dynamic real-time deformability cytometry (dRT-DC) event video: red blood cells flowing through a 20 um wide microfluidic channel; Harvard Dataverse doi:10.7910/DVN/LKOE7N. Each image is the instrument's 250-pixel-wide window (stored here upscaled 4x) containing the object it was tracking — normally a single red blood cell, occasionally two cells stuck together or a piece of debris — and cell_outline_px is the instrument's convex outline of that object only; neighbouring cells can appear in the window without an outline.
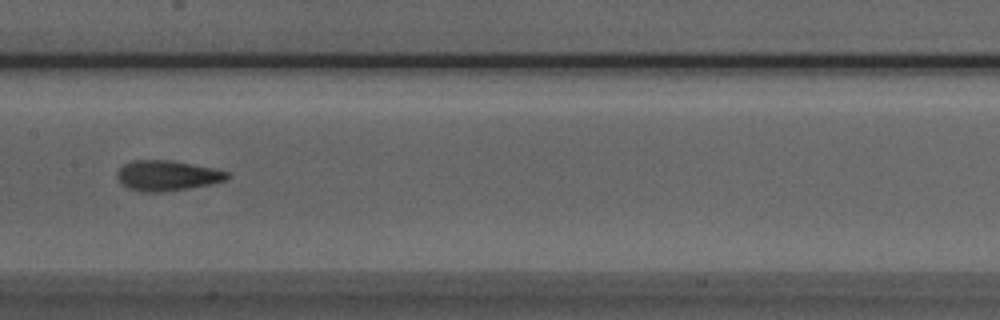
{"species": "Egyptian fruit bat (a non-hibernating species)", "species_latin": "Rousettus aegyptiacus", "temperature_condition": "room temperature", "stored_images_in_passage": 7, "camera_frame_rate_fps": 3000, "um_per_image_px": 0.085, "animal": {"sex": "male"}, "frame": {"image": 1, "passage_image": 7, "time_ms": 2.0, "image_size_px": [1000, 320], "cell_outline_px": [[232, 176], [224, 180], [212, 184], [188, 188], [160, 192], [144, 192], [128, 188], [120, 184], [116, 180], [116, 172], [124, 164], [132, 160], [172, 160], [216, 168], [228, 172]], "centroid_in_image_um": [14.19, 14.92], "position_along_channel_um": 193.2, "area_um2": 19.71}}